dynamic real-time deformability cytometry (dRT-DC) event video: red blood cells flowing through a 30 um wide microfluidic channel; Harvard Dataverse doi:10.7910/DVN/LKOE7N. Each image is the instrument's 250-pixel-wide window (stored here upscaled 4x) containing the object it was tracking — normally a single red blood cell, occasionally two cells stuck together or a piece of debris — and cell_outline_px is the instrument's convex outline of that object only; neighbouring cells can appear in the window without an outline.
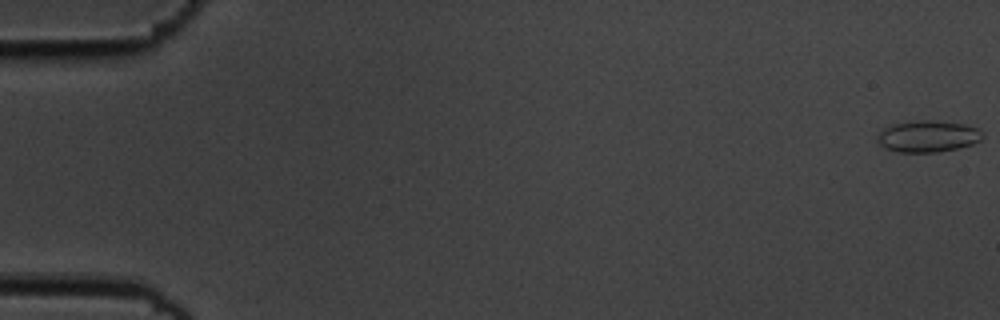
{"species": "common noctule bat (a hibernating species)", "species_latin": "Nyctalus noctula", "temperature_condition": "cold", "stored_images_in_passage": 56, "camera_frame_rate_fps": 3000, "um_per_image_px": 0.085, "animal": {"sex": "male", "body_mass_g": 19.5, "forearm_length_mm": 54.6}, "frame": {"image": 1, "passage_image": 1, "time_ms": 0.0, "image_size_px": [1000, 320], "cell_outline_px": [[984, 136], [980, 140], [972, 144], [956, 148], [936, 152], [896, 152], [884, 148], [876, 140], [876, 136], [884, 128], [892, 124], [920, 120], [936, 120], [964, 124], [976, 128]], "centroid_in_image_um": [78.82, 11.58], "position_along_channel_um": 6.2, "area_um2": 19.31}}
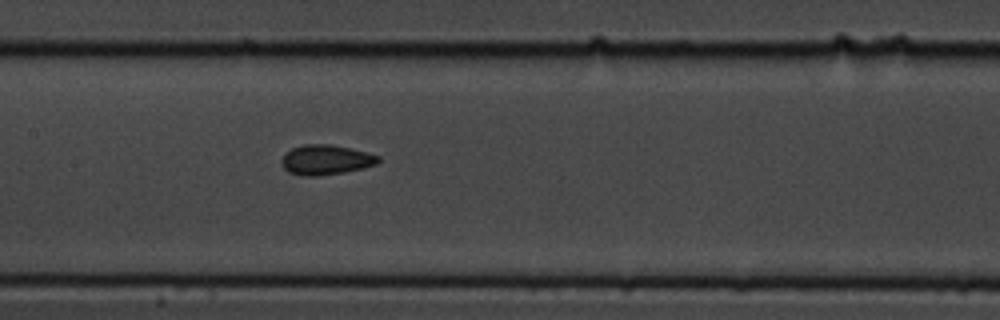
{"frame": {"image": 2, "passage_image": 28, "time_ms": 9.0, "image_size_px": [1000, 320], "cell_outline_px": [[380, 160], [376, 164], [364, 168], [344, 172], [316, 176], [304, 176], [288, 172], [284, 168], [280, 160], [292, 148], [304, 144], [328, 144], [348, 148], [380, 156]], "centroid_in_image_um": [27.69, 13.59], "position_along_channel_um": 179.7, "area_um2": 16.65}}
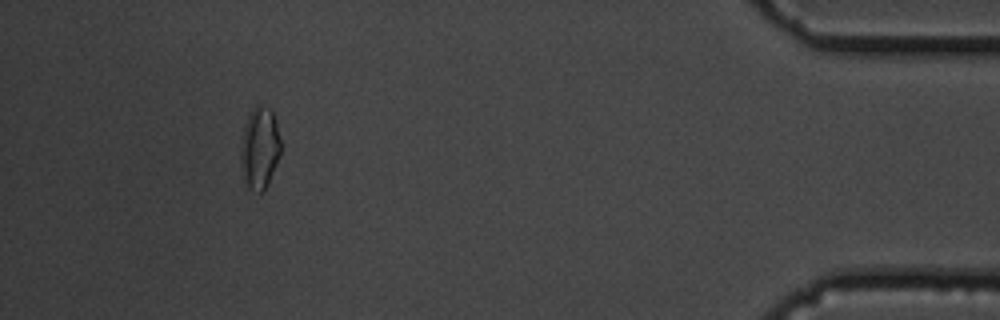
{"frame": {"image": 3, "passage_image": 52, "time_ms": 17.0, "image_size_px": [1000, 320], "cell_outline_px": [[280, 156], [264, 188], [260, 192], [248, 188], [244, 180], [240, 164], [240, 148], [244, 128], [248, 116], [252, 108], [256, 104], [260, 104], [272, 108], [276, 120], [280, 140]], "centroid_in_image_um": [22.06, 12.51], "position_along_channel_um": 413.1, "area_um2": 19.07}, "authors_computed_cell_mechanics": {"area_um2": 16.8198, "velocity_mm_per_s": 3.6429, "shape_relaxation_time_tau1_ms": 5.5963, "shape_relaxation_time_tau2_ms": 3.3767, "deformation_change_tau1": 0.0671, "deformation_change_tau2": 0.0773}}